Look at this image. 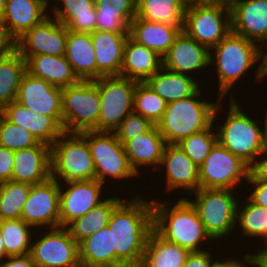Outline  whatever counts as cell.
Segmentation results:
<instances>
[{
  "instance_id": "cell-5",
  "label": "cell",
  "mask_w": 267,
  "mask_h": 267,
  "mask_svg": "<svg viewBox=\"0 0 267 267\" xmlns=\"http://www.w3.org/2000/svg\"><path fill=\"white\" fill-rule=\"evenodd\" d=\"M201 88L184 99L167 103L163 117L156 124L166 144H178L213 124L214 111L221 98L216 102L204 101L200 98L203 95Z\"/></svg>"
},
{
  "instance_id": "cell-49",
  "label": "cell",
  "mask_w": 267,
  "mask_h": 267,
  "mask_svg": "<svg viewBox=\"0 0 267 267\" xmlns=\"http://www.w3.org/2000/svg\"><path fill=\"white\" fill-rule=\"evenodd\" d=\"M0 267H37L30 254L22 256H8Z\"/></svg>"
},
{
  "instance_id": "cell-11",
  "label": "cell",
  "mask_w": 267,
  "mask_h": 267,
  "mask_svg": "<svg viewBox=\"0 0 267 267\" xmlns=\"http://www.w3.org/2000/svg\"><path fill=\"white\" fill-rule=\"evenodd\" d=\"M137 83L122 76H103L95 80L101 101L97 131L114 132L133 112Z\"/></svg>"
},
{
  "instance_id": "cell-18",
  "label": "cell",
  "mask_w": 267,
  "mask_h": 267,
  "mask_svg": "<svg viewBox=\"0 0 267 267\" xmlns=\"http://www.w3.org/2000/svg\"><path fill=\"white\" fill-rule=\"evenodd\" d=\"M16 101L36 114L63 117L62 88L52 86L27 71L21 79Z\"/></svg>"
},
{
  "instance_id": "cell-6",
  "label": "cell",
  "mask_w": 267,
  "mask_h": 267,
  "mask_svg": "<svg viewBox=\"0 0 267 267\" xmlns=\"http://www.w3.org/2000/svg\"><path fill=\"white\" fill-rule=\"evenodd\" d=\"M51 177L59 184L96 179L87 140L80 133L64 132L51 146Z\"/></svg>"
},
{
  "instance_id": "cell-29",
  "label": "cell",
  "mask_w": 267,
  "mask_h": 267,
  "mask_svg": "<svg viewBox=\"0 0 267 267\" xmlns=\"http://www.w3.org/2000/svg\"><path fill=\"white\" fill-rule=\"evenodd\" d=\"M26 71L59 88H65L80 81L65 55L30 56L26 60Z\"/></svg>"
},
{
  "instance_id": "cell-54",
  "label": "cell",
  "mask_w": 267,
  "mask_h": 267,
  "mask_svg": "<svg viewBox=\"0 0 267 267\" xmlns=\"http://www.w3.org/2000/svg\"><path fill=\"white\" fill-rule=\"evenodd\" d=\"M7 253L4 248V240L2 239V233L0 229V264L7 258Z\"/></svg>"
},
{
  "instance_id": "cell-24",
  "label": "cell",
  "mask_w": 267,
  "mask_h": 267,
  "mask_svg": "<svg viewBox=\"0 0 267 267\" xmlns=\"http://www.w3.org/2000/svg\"><path fill=\"white\" fill-rule=\"evenodd\" d=\"M129 33L95 30L91 33L96 57V79L119 76L123 64L124 46Z\"/></svg>"
},
{
  "instance_id": "cell-9",
  "label": "cell",
  "mask_w": 267,
  "mask_h": 267,
  "mask_svg": "<svg viewBox=\"0 0 267 267\" xmlns=\"http://www.w3.org/2000/svg\"><path fill=\"white\" fill-rule=\"evenodd\" d=\"M80 134L87 140L96 168V179L100 183L106 185L109 179H118L119 182L138 177L129 164L124 145L114 132L87 130Z\"/></svg>"
},
{
  "instance_id": "cell-1",
  "label": "cell",
  "mask_w": 267,
  "mask_h": 267,
  "mask_svg": "<svg viewBox=\"0 0 267 267\" xmlns=\"http://www.w3.org/2000/svg\"><path fill=\"white\" fill-rule=\"evenodd\" d=\"M135 195L124 199L112 212L108 227L113 230L116 267H140L149 234L153 230L151 200Z\"/></svg>"
},
{
  "instance_id": "cell-26",
  "label": "cell",
  "mask_w": 267,
  "mask_h": 267,
  "mask_svg": "<svg viewBox=\"0 0 267 267\" xmlns=\"http://www.w3.org/2000/svg\"><path fill=\"white\" fill-rule=\"evenodd\" d=\"M182 29L177 25L147 21L136 16L130 22L129 37L163 58Z\"/></svg>"
},
{
  "instance_id": "cell-13",
  "label": "cell",
  "mask_w": 267,
  "mask_h": 267,
  "mask_svg": "<svg viewBox=\"0 0 267 267\" xmlns=\"http://www.w3.org/2000/svg\"><path fill=\"white\" fill-rule=\"evenodd\" d=\"M37 229L32 238L30 256L40 267H81L79 244L66 227ZM38 231L41 234L38 235ZM41 236L38 238V236Z\"/></svg>"
},
{
  "instance_id": "cell-40",
  "label": "cell",
  "mask_w": 267,
  "mask_h": 267,
  "mask_svg": "<svg viewBox=\"0 0 267 267\" xmlns=\"http://www.w3.org/2000/svg\"><path fill=\"white\" fill-rule=\"evenodd\" d=\"M30 189L31 185L13 180L0 183V221L21 218Z\"/></svg>"
},
{
  "instance_id": "cell-55",
  "label": "cell",
  "mask_w": 267,
  "mask_h": 267,
  "mask_svg": "<svg viewBox=\"0 0 267 267\" xmlns=\"http://www.w3.org/2000/svg\"><path fill=\"white\" fill-rule=\"evenodd\" d=\"M220 257L221 256H219V259L215 260L211 267H227V258H223L222 256L220 260Z\"/></svg>"
},
{
  "instance_id": "cell-15",
  "label": "cell",
  "mask_w": 267,
  "mask_h": 267,
  "mask_svg": "<svg viewBox=\"0 0 267 267\" xmlns=\"http://www.w3.org/2000/svg\"><path fill=\"white\" fill-rule=\"evenodd\" d=\"M68 30L64 24L48 16L39 25L27 30L15 43V49L26 61L30 56H64Z\"/></svg>"
},
{
  "instance_id": "cell-59",
  "label": "cell",
  "mask_w": 267,
  "mask_h": 267,
  "mask_svg": "<svg viewBox=\"0 0 267 267\" xmlns=\"http://www.w3.org/2000/svg\"><path fill=\"white\" fill-rule=\"evenodd\" d=\"M266 47L262 48V53H267V43L265 44ZM265 50V51H264Z\"/></svg>"
},
{
  "instance_id": "cell-30",
  "label": "cell",
  "mask_w": 267,
  "mask_h": 267,
  "mask_svg": "<svg viewBox=\"0 0 267 267\" xmlns=\"http://www.w3.org/2000/svg\"><path fill=\"white\" fill-rule=\"evenodd\" d=\"M96 30L129 33L130 22L136 17L137 0H94Z\"/></svg>"
},
{
  "instance_id": "cell-27",
  "label": "cell",
  "mask_w": 267,
  "mask_h": 267,
  "mask_svg": "<svg viewBox=\"0 0 267 267\" xmlns=\"http://www.w3.org/2000/svg\"><path fill=\"white\" fill-rule=\"evenodd\" d=\"M55 1V0H54ZM58 0L51 5L52 11L49 14L61 24L67 27L68 31L77 33H93L96 30V6L94 0ZM57 5V6H56Z\"/></svg>"
},
{
  "instance_id": "cell-10",
  "label": "cell",
  "mask_w": 267,
  "mask_h": 267,
  "mask_svg": "<svg viewBox=\"0 0 267 267\" xmlns=\"http://www.w3.org/2000/svg\"><path fill=\"white\" fill-rule=\"evenodd\" d=\"M182 30L210 51L231 31L229 1L186 7Z\"/></svg>"
},
{
  "instance_id": "cell-39",
  "label": "cell",
  "mask_w": 267,
  "mask_h": 267,
  "mask_svg": "<svg viewBox=\"0 0 267 267\" xmlns=\"http://www.w3.org/2000/svg\"><path fill=\"white\" fill-rule=\"evenodd\" d=\"M24 220L0 221L2 239L7 256H22L30 254L32 238L35 229Z\"/></svg>"
},
{
  "instance_id": "cell-19",
  "label": "cell",
  "mask_w": 267,
  "mask_h": 267,
  "mask_svg": "<svg viewBox=\"0 0 267 267\" xmlns=\"http://www.w3.org/2000/svg\"><path fill=\"white\" fill-rule=\"evenodd\" d=\"M159 168H164L165 191H177L179 188L189 194L200 188L199 167L185 154L177 144H167ZM187 191V193H186Z\"/></svg>"
},
{
  "instance_id": "cell-42",
  "label": "cell",
  "mask_w": 267,
  "mask_h": 267,
  "mask_svg": "<svg viewBox=\"0 0 267 267\" xmlns=\"http://www.w3.org/2000/svg\"><path fill=\"white\" fill-rule=\"evenodd\" d=\"M217 142L214 123L207 129L183 139L179 145L192 162L200 167Z\"/></svg>"
},
{
  "instance_id": "cell-32",
  "label": "cell",
  "mask_w": 267,
  "mask_h": 267,
  "mask_svg": "<svg viewBox=\"0 0 267 267\" xmlns=\"http://www.w3.org/2000/svg\"><path fill=\"white\" fill-rule=\"evenodd\" d=\"M146 83L167 103L193 95L202 85L194 77L161 67Z\"/></svg>"
},
{
  "instance_id": "cell-50",
  "label": "cell",
  "mask_w": 267,
  "mask_h": 267,
  "mask_svg": "<svg viewBox=\"0 0 267 267\" xmlns=\"http://www.w3.org/2000/svg\"><path fill=\"white\" fill-rule=\"evenodd\" d=\"M243 260V261H241ZM240 260V258H233L231 257H227V267H257V263L255 260V257L253 256L252 253H246L242 259ZM248 264V265H247ZM253 265V266H252Z\"/></svg>"
},
{
  "instance_id": "cell-46",
  "label": "cell",
  "mask_w": 267,
  "mask_h": 267,
  "mask_svg": "<svg viewBox=\"0 0 267 267\" xmlns=\"http://www.w3.org/2000/svg\"><path fill=\"white\" fill-rule=\"evenodd\" d=\"M210 250L207 248L204 251L190 252L183 267H211L217 259L212 258L215 253L212 254Z\"/></svg>"
},
{
  "instance_id": "cell-51",
  "label": "cell",
  "mask_w": 267,
  "mask_h": 267,
  "mask_svg": "<svg viewBox=\"0 0 267 267\" xmlns=\"http://www.w3.org/2000/svg\"><path fill=\"white\" fill-rule=\"evenodd\" d=\"M15 48L14 41L7 35L5 30L0 26V58L7 55Z\"/></svg>"
},
{
  "instance_id": "cell-35",
  "label": "cell",
  "mask_w": 267,
  "mask_h": 267,
  "mask_svg": "<svg viewBox=\"0 0 267 267\" xmlns=\"http://www.w3.org/2000/svg\"><path fill=\"white\" fill-rule=\"evenodd\" d=\"M123 200L120 195H110L87 214L70 222L66 228L71 237L79 244L85 238L107 227L112 212Z\"/></svg>"
},
{
  "instance_id": "cell-23",
  "label": "cell",
  "mask_w": 267,
  "mask_h": 267,
  "mask_svg": "<svg viewBox=\"0 0 267 267\" xmlns=\"http://www.w3.org/2000/svg\"><path fill=\"white\" fill-rule=\"evenodd\" d=\"M51 177V146H37L14 151L13 181L29 185L45 182Z\"/></svg>"
},
{
  "instance_id": "cell-16",
  "label": "cell",
  "mask_w": 267,
  "mask_h": 267,
  "mask_svg": "<svg viewBox=\"0 0 267 267\" xmlns=\"http://www.w3.org/2000/svg\"><path fill=\"white\" fill-rule=\"evenodd\" d=\"M103 186L97 179L60 184V226L66 227L101 203L106 198Z\"/></svg>"
},
{
  "instance_id": "cell-41",
  "label": "cell",
  "mask_w": 267,
  "mask_h": 267,
  "mask_svg": "<svg viewBox=\"0 0 267 267\" xmlns=\"http://www.w3.org/2000/svg\"><path fill=\"white\" fill-rule=\"evenodd\" d=\"M167 102L155 93L146 82H138L134 90L133 111L156 125L163 117Z\"/></svg>"
},
{
  "instance_id": "cell-12",
  "label": "cell",
  "mask_w": 267,
  "mask_h": 267,
  "mask_svg": "<svg viewBox=\"0 0 267 267\" xmlns=\"http://www.w3.org/2000/svg\"><path fill=\"white\" fill-rule=\"evenodd\" d=\"M249 169L246 162L217 141L199 167L200 188L235 190L248 181Z\"/></svg>"
},
{
  "instance_id": "cell-25",
  "label": "cell",
  "mask_w": 267,
  "mask_h": 267,
  "mask_svg": "<svg viewBox=\"0 0 267 267\" xmlns=\"http://www.w3.org/2000/svg\"><path fill=\"white\" fill-rule=\"evenodd\" d=\"M166 145L165 139L154 125L144 134L128 140L124 144V149L131 168L139 176L144 174L140 172V167L148 169L149 166L152 171L159 169Z\"/></svg>"
},
{
  "instance_id": "cell-33",
  "label": "cell",
  "mask_w": 267,
  "mask_h": 267,
  "mask_svg": "<svg viewBox=\"0 0 267 267\" xmlns=\"http://www.w3.org/2000/svg\"><path fill=\"white\" fill-rule=\"evenodd\" d=\"M81 267H116L113 230L107 226L79 243Z\"/></svg>"
},
{
  "instance_id": "cell-4",
  "label": "cell",
  "mask_w": 267,
  "mask_h": 267,
  "mask_svg": "<svg viewBox=\"0 0 267 267\" xmlns=\"http://www.w3.org/2000/svg\"><path fill=\"white\" fill-rule=\"evenodd\" d=\"M229 100V110L226 111L228 113L224 124L217 123L215 125V120L220 117V111L226 109L222 104L223 99L218 102L214 111L213 123L217 141L250 166L267 149L262 125H259L260 121L258 123L256 119L247 115L244 109L240 108V102H237V99Z\"/></svg>"
},
{
  "instance_id": "cell-21",
  "label": "cell",
  "mask_w": 267,
  "mask_h": 267,
  "mask_svg": "<svg viewBox=\"0 0 267 267\" xmlns=\"http://www.w3.org/2000/svg\"><path fill=\"white\" fill-rule=\"evenodd\" d=\"M50 0H6L0 26L15 42L27 30L39 25L50 14ZM49 11V12H47Z\"/></svg>"
},
{
  "instance_id": "cell-37",
  "label": "cell",
  "mask_w": 267,
  "mask_h": 267,
  "mask_svg": "<svg viewBox=\"0 0 267 267\" xmlns=\"http://www.w3.org/2000/svg\"><path fill=\"white\" fill-rule=\"evenodd\" d=\"M184 0H137V13L141 19L183 27Z\"/></svg>"
},
{
  "instance_id": "cell-7",
  "label": "cell",
  "mask_w": 267,
  "mask_h": 267,
  "mask_svg": "<svg viewBox=\"0 0 267 267\" xmlns=\"http://www.w3.org/2000/svg\"><path fill=\"white\" fill-rule=\"evenodd\" d=\"M235 190L199 188L187 199L196 208L207 234L215 242L234 233L238 196ZM237 197V198H236ZM195 198V199H194ZM221 238V239H220Z\"/></svg>"
},
{
  "instance_id": "cell-28",
  "label": "cell",
  "mask_w": 267,
  "mask_h": 267,
  "mask_svg": "<svg viewBox=\"0 0 267 267\" xmlns=\"http://www.w3.org/2000/svg\"><path fill=\"white\" fill-rule=\"evenodd\" d=\"M162 67V58L153 50L140 45L128 37L124 46L122 77L146 82Z\"/></svg>"
},
{
  "instance_id": "cell-2",
  "label": "cell",
  "mask_w": 267,
  "mask_h": 267,
  "mask_svg": "<svg viewBox=\"0 0 267 267\" xmlns=\"http://www.w3.org/2000/svg\"><path fill=\"white\" fill-rule=\"evenodd\" d=\"M259 63L255 69V82H261L263 79V58L262 48L253 41L247 40L245 37L237 35L230 31V33L214 48L210 50L209 65L215 66L218 80V97L229 98L233 97L235 92L231 88L248 74L252 66ZM231 91V92H230ZM233 93V95H232ZM232 95V96H231Z\"/></svg>"
},
{
  "instance_id": "cell-22",
  "label": "cell",
  "mask_w": 267,
  "mask_h": 267,
  "mask_svg": "<svg viewBox=\"0 0 267 267\" xmlns=\"http://www.w3.org/2000/svg\"><path fill=\"white\" fill-rule=\"evenodd\" d=\"M0 113L12 124L29 130L39 142L52 146L63 131V117L36 114L16 100L6 105Z\"/></svg>"
},
{
  "instance_id": "cell-8",
  "label": "cell",
  "mask_w": 267,
  "mask_h": 267,
  "mask_svg": "<svg viewBox=\"0 0 267 267\" xmlns=\"http://www.w3.org/2000/svg\"><path fill=\"white\" fill-rule=\"evenodd\" d=\"M101 101L95 80H80L62 88L63 131H97Z\"/></svg>"
},
{
  "instance_id": "cell-43",
  "label": "cell",
  "mask_w": 267,
  "mask_h": 267,
  "mask_svg": "<svg viewBox=\"0 0 267 267\" xmlns=\"http://www.w3.org/2000/svg\"><path fill=\"white\" fill-rule=\"evenodd\" d=\"M39 143L29 130L12 124L0 113V146L17 151L37 146Z\"/></svg>"
},
{
  "instance_id": "cell-58",
  "label": "cell",
  "mask_w": 267,
  "mask_h": 267,
  "mask_svg": "<svg viewBox=\"0 0 267 267\" xmlns=\"http://www.w3.org/2000/svg\"><path fill=\"white\" fill-rule=\"evenodd\" d=\"M5 4H6V0H0V22L5 12Z\"/></svg>"
},
{
  "instance_id": "cell-3",
  "label": "cell",
  "mask_w": 267,
  "mask_h": 267,
  "mask_svg": "<svg viewBox=\"0 0 267 267\" xmlns=\"http://www.w3.org/2000/svg\"><path fill=\"white\" fill-rule=\"evenodd\" d=\"M168 202L170 201L162 202L152 198L153 229L165 240L176 243L189 252L204 251L203 245L210 244L212 239L207 234L196 208L182 196L177 198L172 206Z\"/></svg>"
},
{
  "instance_id": "cell-34",
  "label": "cell",
  "mask_w": 267,
  "mask_h": 267,
  "mask_svg": "<svg viewBox=\"0 0 267 267\" xmlns=\"http://www.w3.org/2000/svg\"><path fill=\"white\" fill-rule=\"evenodd\" d=\"M190 252L162 238L154 229L148 236L140 267H183Z\"/></svg>"
},
{
  "instance_id": "cell-48",
  "label": "cell",
  "mask_w": 267,
  "mask_h": 267,
  "mask_svg": "<svg viewBox=\"0 0 267 267\" xmlns=\"http://www.w3.org/2000/svg\"><path fill=\"white\" fill-rule=\"evenodd\" d=\"M248 180L267 182V149L250 165Z\"/></svg>"
},
{
  "instance_id": "cell-53",
  "label": "cell",
  "mask_w": 267,
  "mask_h": 267,
  "mask_svg": "<svg viewBox=\"0 0 267 267\" xmlns=\"http://www.w3.org/2000/svg\"><path fill=\"white\" fill-rule=\"evenodd\" d=\"M225 0H184L185 6L191 5H204V4H217Z\"/></svg>"
},
{
  "instance_id": "cell-31",
  "label": "cell",
  "mask_w": 267,
  "mask_h": 267,
  "mask_svg": "<svg viewBox=\"0 0 267 267\" xmlns=\"http://www.w3.org/2000/svg\"><path fill=\"white\" fill-rule=\"evenodd\" d=\"M65 57L80 80H96V57L90 33L68 31Z\"/></svg>"
},
{
  "instance_id": "cell-14",
  "label": "cell",
  "mask_w": 267,
  "mask_h": 267,
  "mask_svg": "<svg viewBox=\"0 0 267 267\" xmlns=\"http://www.w3.org/2000/svg\"><path fill=\"white\" fill-rule=\"evenodd\" d=\"M21 219L35 230L60 227V184L56 179L50 177L31 186Z\"/></svg>"
},
{
  "instance_id": "cell-20",
  "label": "cell",
  "mask_w": 267,
  "mask_h": 267,
  "mask_svg": "<svg viewBox=\"0 0 267 267\" xmlns=\"http://www.w3.org/2000/svg\"><path fill=\"white\" fill-rule=\"evenodd\" d=\"M209 62L210 51L183 30L162 58V66L166 69L191 77H195L192 76L196 75L193 74L194 71L203 72V69L209 66Z\"/></svg>"
},
{
  "instance_id": "cell-17",
  "label": "cell",
  "mask_w": 267,
  "mask_h": 267,
  "mask_svg": "<svg viewBox=\"0 0 267 267\" xmlns=\"http://www.w3.org/2000/svg\"><path fill=\"white\" fill-rule=\"evenodd\" d=\"M231 31L261 48L267 43V0H228Z\"/></svg>"
},
{
  "instance_id": "cell-44",
  "label": "cell",
  "mask_w": 267,
  "mask_h": 267,
  "mask_svg": "<svg viewBox=\"0 0 267 267\" xmlns=\"http://www.w3.org/2000/svg\"><path fill=\"white\" fill-rule=\"evenodd\" d=\"M154 124L140 114L131 112L114 131L118 140L124 145L128 140L149 131Z\"/></svg>"
},
{
  "instance_id": "cell-45",
  "label": "cell",
  "mask_w": 267,
  "mask_h": 267,
  "mask_svg": "<svg viewBox=\"0 0 267 267\" xmlns=\"http://www.w3.org/2000/svg\"><path fill=\"white\" fill-rule=\"evenodd\" d=\"M14 151L0 146V183L12 179Z\"/></svg>"
},
{
  "instance_id": "cell-47",
  "label": "cell",
  "mask_w": 267,
  "mask_h": 267,
  "mask_svg": "<svg viewBox=\"0 0 267 267\" xmlns=\"http://www.w3.org/2000/svg\"><path fill=\"white\" fill-rule=\"evenodd\" d=\"M246 183L252 186L248 198L256 205L267 208V182L248 180Z\"/></svg>"
},
{
  "instance_id": "cell-38",
  "label": "cell",
  "mask_w": 267,
  "mask_h": 267,
  "mask_svg": "<svg viewBox=\"0 0 267 267\" xmlns=\"http://www.w3.org/2000/svg\"><path fill=\"white\" fill-rule=\"evenodd\" d=\"M245 198L248 202L242 203L239 199L241 204L239 202L237 204L236 227L238 230H235L241 229L240 232L245 238L249 237V240L251 237L260 238L263 244H267V208L256 205L248 197Z\"/></svg>"
},
{
  "instance_id": "cell-52",
  "label": "cell",
  "mask_w": 267,
  "mask_h": 267,
  "mask_svg": "<svg viewBox=\"0 0 267 267\" xmlns=\"http://www.w3.org/2000/svg\"><path fill=\"white\" fill-rule=\"evenodd\" d=\"M255 253L252 254L255 257L257 267H267V244H264V247H258Z\"/></svg>"
},
{
  "instance_id": "cell-57",
  "label": "cell",
  "mask_w": 267,
  "mask_h": 267,
  "mask_svg": "<svg viewBox=\"0 0 267 267\" xmlns=\"http://www.w3.org/2000/svg\"><path fill=\"white\" fill-rule=\"evenodd\" d=\"M263 58V78L267 79V53H262Z\"/></svg>"
},
{
  "instance_id": "cell-36",
  "label": "cell",
  "mask_w": 267,
  "mask_h": 267,
  "mask_svg": "<svg viewBox=\"0 0 267 267\" xmlns=\"http://www.w3.org/2000/svg\"><path fill=\"white\" fill-rule=\"evenodd\" d=\"M25 72L26 61L15 48L0 58V111L17 99Z\"/></svg>"
},
{
  "instance_id": "cell-56",
  "label": "cell",
  "mask_w": 267,
  "mask_h": 267,
  "mask_svg": "<svg viewBox=\"0 0 267 267\" xmlns=\"http://www.w3.org/2000/svg\"><path fill=\"white\" fill-rule=\"evenodd\" d=\"M263 115L265 116H262L264 119H263V122H262V124H264V125H262L263 127H262V129H263V135H264V138H265V141H266V143H267V108L265 109V113H263Z\"/></svg>"
}]
</instances>
